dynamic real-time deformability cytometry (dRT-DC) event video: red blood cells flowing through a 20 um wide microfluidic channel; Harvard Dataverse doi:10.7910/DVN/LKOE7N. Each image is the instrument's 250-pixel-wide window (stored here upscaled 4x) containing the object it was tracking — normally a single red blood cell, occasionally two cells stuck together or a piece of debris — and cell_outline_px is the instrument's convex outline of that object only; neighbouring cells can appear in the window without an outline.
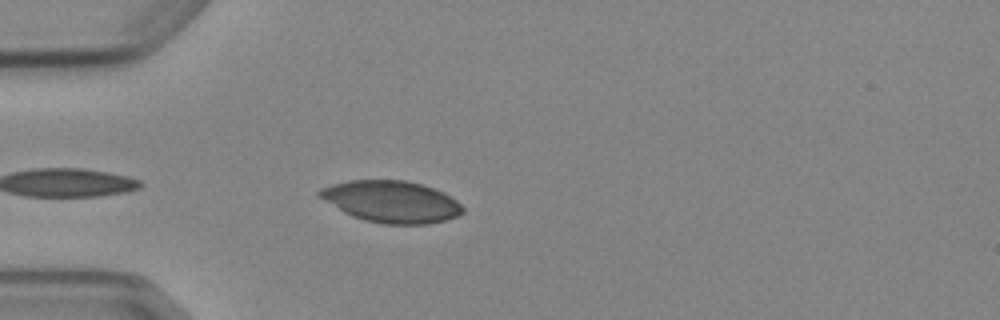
{"species": "Egyptian fruit bat (a non-hibernating species)", "species_latin": "Rousettus aegyptiacus", "temperature_condition": "cold", "stored_images_in_passage": 2, "camera_frame_rate_fps": 3000, "um_per_image_px": 0.085, "animal": {"sex": "female"}, "frame": {"image": 1, "passage_image": 2, "time_ms": 1.333, "image_size_px": [1000, 320], "cell_outline_px": [[464, 212], [456, 216], [444, 220], [428, 224], [384, 224], [364, 220], [352, 216], [344, 212], [316, 196], [316, 192], [320, 188], [332, 184], [348, 180], [404, 180], [420, 184], [444, 192], [456, 200], [464, 208]], "centroid_in_image_um": [33.23, 17.13], "position_along_channel_um": 51.8, "area_um2": 34.85}}